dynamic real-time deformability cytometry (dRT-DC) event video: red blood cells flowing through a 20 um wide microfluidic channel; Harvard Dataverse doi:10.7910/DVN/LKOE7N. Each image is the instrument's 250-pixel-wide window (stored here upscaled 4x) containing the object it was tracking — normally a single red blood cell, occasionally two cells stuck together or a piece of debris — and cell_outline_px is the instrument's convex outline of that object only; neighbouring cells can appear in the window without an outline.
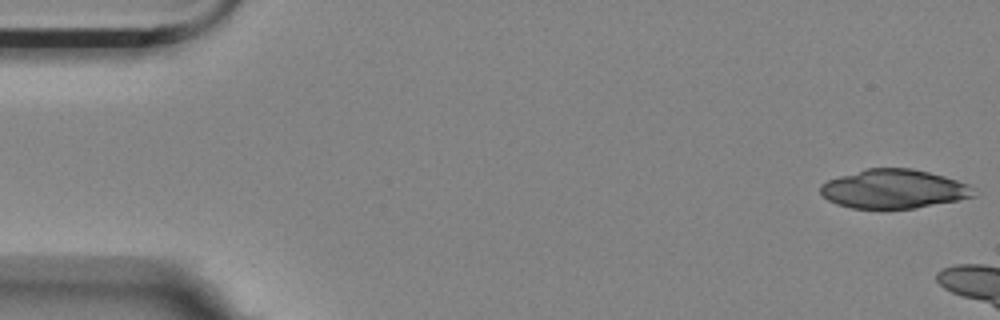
{"species": "Egyptian fruit bat (a non-hibernating species)", "species_latin": "Rousettus aegyptiacus", "temperature_condition": "room temperature", "stored_images_in_passage": 3, "camera_frame_rate_fps": 3000, "um_per_image_px": 0.085, "animal": {"sex": "female"}, "frame": {"image": 1, "passage_image": 1, "time_ms": 0.0, "image_size_px": [1000, 320], "cell_outline_px": [[976, 196], [916, 208], [852, 208], [836, 204], [828, 200], [820, 192], [820, 184], [828, 180], [840, 176], [868, 168], [912, 168], [944, 176], [968, 184], [972, 188]], "centroid_in_image_um": [75.95, 16.06], "position_along_channel_um": 9.0, "area_um2": 34.51}}